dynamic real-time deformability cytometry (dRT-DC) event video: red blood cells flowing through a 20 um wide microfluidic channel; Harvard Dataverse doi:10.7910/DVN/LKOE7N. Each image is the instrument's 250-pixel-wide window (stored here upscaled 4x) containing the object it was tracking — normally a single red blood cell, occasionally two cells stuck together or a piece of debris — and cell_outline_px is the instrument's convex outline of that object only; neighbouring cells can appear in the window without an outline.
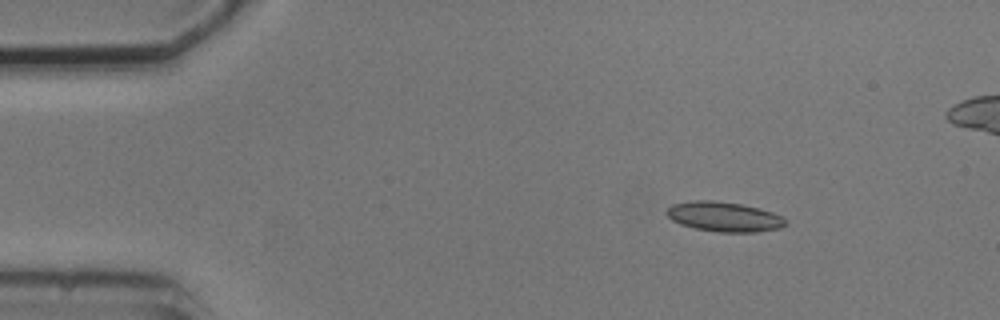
{"species": "common noctule bat (a hibernating species)", "species_latin": "Nyctalus noctula", "temperature_condition": "cold", "stored_images_in_passage": 5, "camera_frame_rate_fps": 3000, "um_per_image_px": 0.085, "animal": {"sex": "male", "body_mass_g": 20.5, "forearm_length_mm": 52.5}, "frame": {"image": 1, "passage_image": 2, "time_ms": 1.333, "image_size_px": [1000, 320], "cell_outline_px": [[788, 224], [780, 228], [756, 232], [716, 232], [696, 228], [680, 224], [672, 220], [664, 212], [672, 204], [692, 200], [712, 200], [740, 204], [760, 208], [772, 212], [788, 220]], "centroid_in_image_um": [61.55, 18.42], "position_along_channel_um": 23.4, "area_um2": 20.75}}